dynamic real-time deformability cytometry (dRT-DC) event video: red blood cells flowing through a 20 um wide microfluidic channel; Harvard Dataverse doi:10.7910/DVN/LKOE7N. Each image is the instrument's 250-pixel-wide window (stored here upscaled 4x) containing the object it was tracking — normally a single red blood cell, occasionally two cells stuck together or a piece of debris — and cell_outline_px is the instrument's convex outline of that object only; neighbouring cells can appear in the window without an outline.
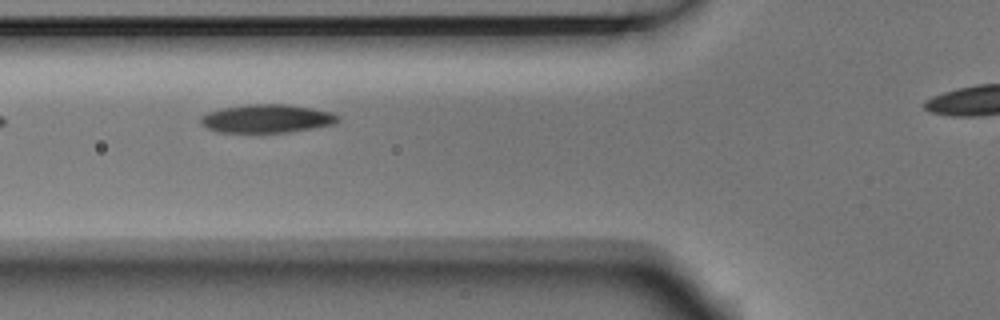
{"species": "Egyptian fruit bat (a non-hibernating species)", "species_latin": "Rousettus aegyptiacus", "temperature_condition": "room temperature", "stored_images_in_passage": 15, "camera_frame_rate_fps": 3000, "um_per_image_px": 0.085, "animal": {"sex": "male"}, "frame": {"image": 1, "passage_image": 4, "time_ms": 1.0, "image_size_px": [1000, 320], "cell_outline_px": [[340, 120], [336, 124], [288, 132], [220, 132], [208, 128], [200, 124], [200, 116], [208, 112], [220, 108], [248, 104], [288, 104], [312, 108], [332, 112], [340, 116]], "centroid_in_image_um": [22.7, 10.07], "position_along_channel_um": 103.1, "area_um2": 22.83}}
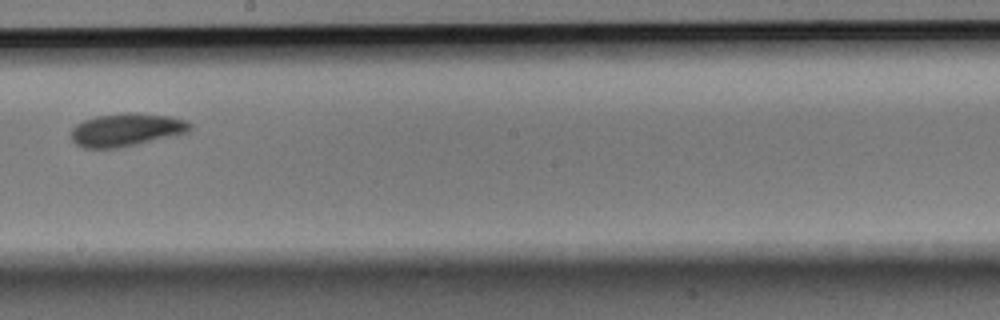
{"frame": {"image": 2, "passage_image": 7, "time_ms": 2.0, "image_size_px": [1000, 320], "cell_outline_px": [[192, 128], [188, 132], [176, 136], [120, 148], [84, 148], [76, 144], [72, 140], [72, 128], [76, 124], [84, 120], [96, 116], [124, 112], [136, 112], [172, 116], [184, 120], [192, 124]], "centroid_in_image_um": [10.78, 11.03], "position_along_channel_um": 237.4, "area_um2": 23.24}}
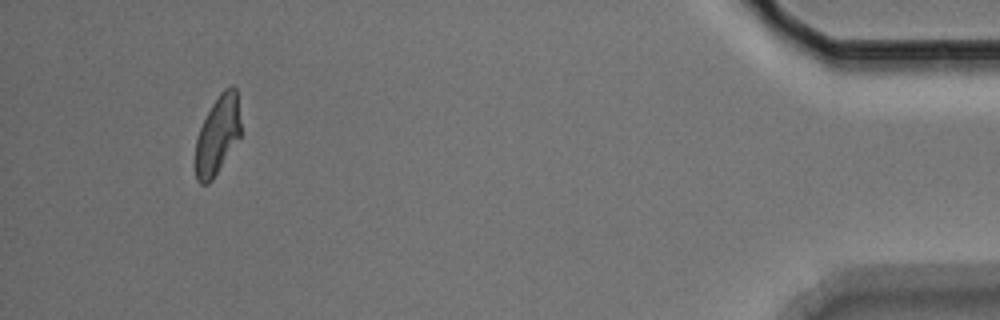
{"frame": {"image": 3, "passage_image": 14, "time_ms": 4.333, "image_size_px": [1000, 320], "cell_outline_px": [[240, 136], [212, 180], [208, 184], [200, 184], [196, 180], [196, 136], [212, 104], [220, 92], [224, 88], [232, 84], [236, 88], [240, 120]], "centroid_in_image_um": [18.49, 11.46], "position_along_channel_um": 416.7, "area_um2": 20.52}}